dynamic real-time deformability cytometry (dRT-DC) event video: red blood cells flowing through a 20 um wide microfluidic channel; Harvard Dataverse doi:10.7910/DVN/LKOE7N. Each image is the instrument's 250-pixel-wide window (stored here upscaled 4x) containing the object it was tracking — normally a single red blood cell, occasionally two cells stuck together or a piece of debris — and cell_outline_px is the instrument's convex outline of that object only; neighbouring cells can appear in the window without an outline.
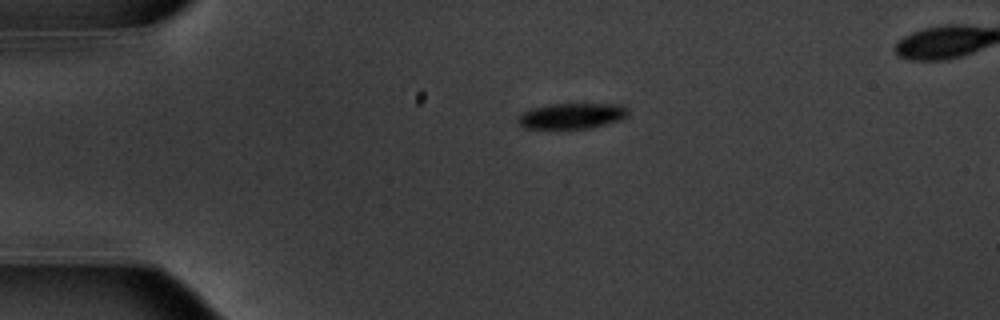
{"species": "common noctule bat (a hibernating species)", "species_latin": "Nyctalus noctula", "temperature_condition": "warm", "stored_images_in_passage": 44, "segment_of_instrument_passage": [1, 2], "camera_frame_rate_fps": 3000, "um_per_image_px": 0.085, "animal": {"sex": "male", "body_mass_g": 20.1, "forearm_length_mm": 53.5}, "frame": {"image": 1, "passage_image": 1, "time_ms": 0.0, "image_size_px": [1000, 320], "cell_outline_px": [[628, 116], [620, 120], [588, 128], [556, 132], [524, 128], [516, 124], [516, 116], [532, 108], [552, 104], [620, 104], [628, 108]], "centroid_in_image_um": [48.5, 9.91], "position_along_channel_um": 36.5, "area_um2": 17.4}}
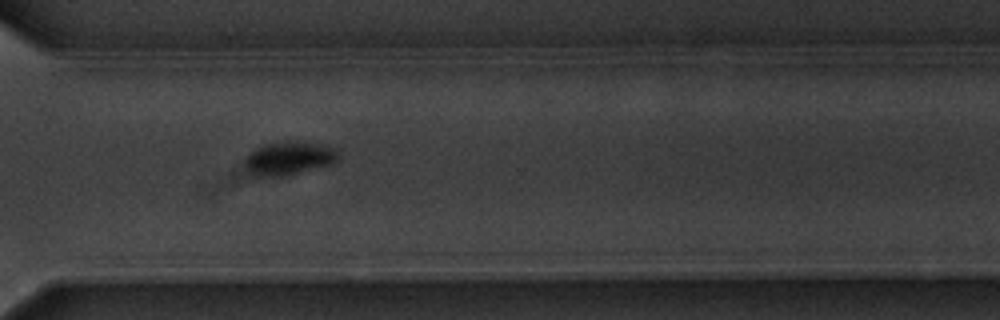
{"frame": {"image": 2, "passage_image": 29, "time_ms": 9.333, "image_size_px": [1000, 320], "cell_outline_px": [[340, 156], [332, 164], [284, 176], [256, 176], [248, 168], [248, 156], [256, 148], [264, 144], [312, 144], [332, 148]], "centroid_in_image_um": [24.58, 13.51], "position_along_channel_um": 346.0, "area_um2": 16.7}}
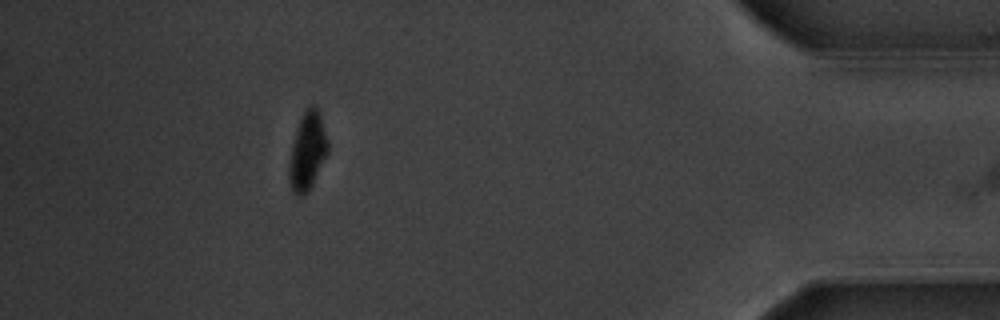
{"frame": {"image": 3, "passage_image": 38, "time_ms": 12.333, "image_size_px": [1000, 320], "cell_outline_px": [[328, 152], [312, 184], [300, 196], [292, 192], [288, 180], [288, 168], [292, 144], [296, 128], [308, 104], [312, 104], [320, 112], [328, 140]], "centroid_in_image_um": [26.12, 12.81], "position_along_channel_um": 409.1, "area_um2": 17.46}}